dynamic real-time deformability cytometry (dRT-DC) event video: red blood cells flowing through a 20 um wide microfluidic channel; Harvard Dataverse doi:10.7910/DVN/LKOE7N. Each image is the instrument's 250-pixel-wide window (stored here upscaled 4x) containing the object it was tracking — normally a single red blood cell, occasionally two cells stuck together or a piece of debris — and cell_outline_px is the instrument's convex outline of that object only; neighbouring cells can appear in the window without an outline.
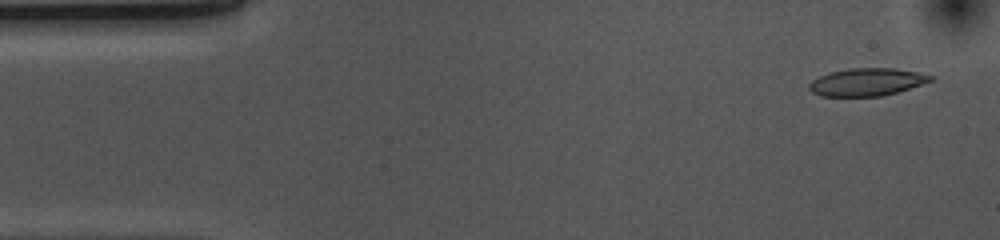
{"species": "common noctule bat (a hibernating species)", "species_latin": "Nyctalus noctula", "temperature_condition": "cold", "stored_images_in_passage": 52, "camera_frame_rate_fps": 3000, "um_per_image_px": 0.085, "animal": {"sex": "female", "body_mass_g": 10.0, "forearm_length_mm": 53.1}, "frame": {"image": 1, "passage_image": 2, "time_ms": 0.333, "image_size_px": [1000, 240], "cell_outline_px": [[932, 80], [896, 92], [880, 96], [820, 96], [812, 92], [808, 88], [808, 84], [812, 80], [828, 72], [848, 68], [896, 68], [916, 72], [932, 76]], "centroid_in_image_um": [73.6, 6.96], "position_along_channel_um": 11.4, "area_um2": 19.36}}
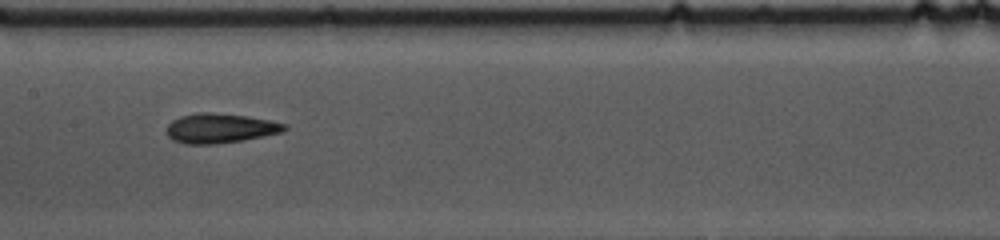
{"frame": {"image": 2, "passage_image": 24, "time_ms": 7.667, "image_size_px": [1000, 240], "cell_outline_px": [[288, 128], [284, 132], [244, 140], [216, 144], [184, 144], [172, 140], [168, 136], [168, 124], [172, 120], [180, 116], [196, 112], [208, 112], [248, 116], [288, 124]], "centroid_in_image_um": [18.73, 10.9], "position_along_channel_um": 188.7, "area_um2": 20.52}}
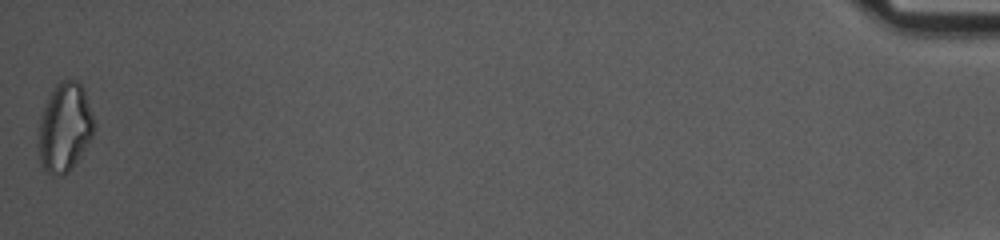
{"frame": {"image": 3, "passage_image": 52, "time_ms": 17.0, "image_size_px": [1000, 240], "cell_outline_px": [[96, 124], [92, 136], [80, 156], [72, 168], [64, 176], [52, 176], [40, 164], [40, 116], [48, 96], [56, 84], [60, 80], [80, 80], [84, 88]], "centroid_in_image_um": [5.53, 10.81], "position_along_channel_um": 429.7, "area_um2": 28.84}, "authors_computed_cell_mechanics": {"area_um2": 19.9988, "velocity_mm_per_s": 3.6942, "shape_relaxation_time_tau1_ms": 4.4803, "shape_relaxation_time_tau2_ms": 2.206, "deformation_change_tau1": 0.1321, "deformation_change_tau2": 0.0962}}